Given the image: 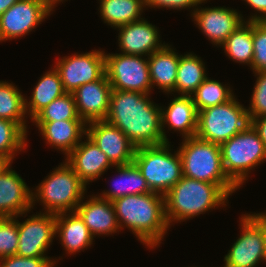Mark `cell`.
<instances>
[{"label":"cell","mask_w":266,"mask_h":267,"mask_svg":"<svg viewBox=\"0 0 266 267\" xmlns=\"http://www.w3.org/2000/svg\"><path fill=\"white\" fill-rule=\"evenodd\" d=\"M119 174L112 185V189L103 190L96 195L105 200L114 201L127 195L147 194L152 192L147 185L146 179L134 163L114 166Z\"/></svg>","instance_id":"26"},{"label":"cell","mask_w":266,"mask_h":267,"mask_svg":"<svg viewBox=\"0 0 266 267\" xmlns=\"http://www.w3.org/2000/svg\"><path fill=\"white\" fill-rule=\"evenodd\" d=\"M220 147L224 171L239 189L250 177L251 170L266 161L264 143L251 124Z\"/></svg>","instance_id":"6"},{"label":"cell","mask_w":266,"mask_h":267,"mask_svg":"<svg viewBox=\"0 0 266 267\" xmlns=\"http://www.w3.org/2000/svg\"><path fill=\"white\" fill-rule=\"evenodd\" d=\"M202 3H207V0H202L190 17L210 43L219 48L239 25L246 21V17L237 9L226 6L203 8L200 6Z\"/></svg>","instance_id":"13"},{"label":"cell","mask_w":266,"mask_h":267,"mask_svg":"<svg viewBox=\"0 0 266 267\" xmlns=\"http://www.w3.org/2000/svg\"><path fill=\"white\" fill-rule=\"evenodd\" d=\"M170 43L148 56L152 89L157 86L163 93L170 95L175 88L180 54Z\"/></svg>","instance_id":"24"},{"label":"cell","mask_w":266,"mask_h":267,"mask_svg":"<svg viewBox=\"0 0 266 267\" xmlns=\"http://www.w3.org/2000/svg\"><path fill=\"white\" fill-rule=\"evenodd\" d=\"M86 197L87 200L83 198L75 212L87 225L91 235L95 238L98 235L119 234L121 230L112 202L95 194Z\"/></svg>","instance_id":"21"},{"label":"cell","mask_w":266,"mask_h":267,"mask_svg":"<svg viewBox=\"0 0 266 267\" xmlns=\"http://www.w3.org/2000/svg\"><path fill=\"white\" fill-rule=\"evenodd\" d=\"M160 109L161 127L165 142H169L165 127L170 131L173 129L176 133L179 132L182 139L196 136L198 111L191 96L176 95L170 99L167 107L160 106Z\"/></svg>","instance_id":"20"},{"label":"cell","mask_w":266,"mask_h":267,"mask_svg":"<svg viewBox=\"0 0 266 267\" xmlns=\"http://www.w3.org/2000/svg\"><path fill=\"white\" fill-rule=\"evenodd\" d=\"M32 91L29 99L25 96V111L30 120L53 100L66 93L60 74L54 66L41 75Z\"/></svg>","instance_id":"25"},{"label":"cell","mask_w":266,"mask_h":267,"mask_svg":"<svg viewBox=\"0 0 266 267\" xmlns=\"http://www.w3.org/2000/svg\"><path fill=\"white\" fill-rule=\"evenodd\" d=\"M18 238L17 216L0 218V259L17 254Z\"/></svg>","instance_id":"34"},{"label":"cell","mask_w":266,"mask_h":267,"mask_svg":"<svg viewBox=\"0 0 266 267\" xmlns=\"http://www.w3.org/2000/svg\"><path fill=\"white\" fill-rule=\"evenodd\" d=\"M229 85V86H227ZM235 96L230 84L207 77L191 95L197 111L221 105Z\"/></svg>","instance_id":"31"},{"label":"cell","mask_w":266,"mask_h":267,"mask_svg":"<svg viewBox=\"0 0 266 267\" xmlns=\"http://www.w3.org/2000/svg\"><path fill=\"white\" fill-rule=\"evenodd\" d=\"M53 10L43 0H19L0 16V42L30 34Z\"/></svg>","instance_id":"11"},{"label":"cell","mask_w":266,"mask_h":267,"mask_svg":"<svg viewBox=\"0 0 266 267\" xmlns=\"http://www.w3.org/2000/svg\"><path fill=\"white\" fill-rule=\"evenodd\" d=\"M58 259L52 257L7 256L0 259V267H55Z\"/></svg>","instance_id":"37"},{"label":"cell","mask_w":266,"mask_h":267,"mask_svg":"<svg viewBox=\"0 0 266 267\" xmlns=\"http://www.w3.org/2000/svg\"><path fill=\"white\" fill-rule=\"evenodd\" d=\"M120 230L127 228L146 248L160 247L168 233L164 195L157 192L127 195L112 201Z\"/></svg>","instance_id":"2"},{"label":"cell","mask_w":266,"mask_h":267,"mask_svg":"<svg viewBox=\"0 0 266 267\" xmlns=\"http://www.w3.org/2000/svg\"><path fill=\"white\" fill-rule=\"evenodd\" d=\"M115 29L119 31L118 49L123 54L148 57L166 44L165 41L162 43L159 28L149 23L145 17Z\"/></svg>","instance_id":"17"},{"label":"cell","mask_w":266,"mask_h":267,"mask_svg":"<svg viewBox=\"0 0 266 267\" xmlns=\"http://www.w3.org/2000/svg\"><path fill=\"white\" fill-rule=\"evenodd\" d=\"M179 145L183 176L218 184L229 196L239 189L224 171L219 144L195 136L184 138Z\"/></svg>","instance_id":"5"},{"label":"cell","mask_w":266,"mask_h":267,"mask_svg":"<svg viewBox=\"0 0 266 267\" xmlns=\"http://www.w3.org/2000/svg\"><path fill=\"white\" fill-rule=\"evenodd\" d=\"M56 120H82L78 116L72 93H65L64 95L56 98L31 119V121Z\"/></svg>","instance_id":"33"},{"label":"cell","mask_w":266,"mask_h":267,"mask_svg":"<svg viewBox=\"0 0 266 267\" xmlns=\"http://www.w3.org/2000/svg\"><path fill=\"white\" fill-rule=\"evenodd\" d=\"M250 124L247 107L236 95L228 102L198 111L196 137L221 145Z\"/></svg>","instance_id":"8"},{"label":"cell","mask_w":266,"mask_h":267,"mask_svg":"<svg viewBox=\"0 0 266 267\" xmlns=\"http://www.w3.org/2000/svg\"><path fill=\"white\" fill-rule=\"evenodd\" d=\"M54 67L60 74L66 93H73L78 87L97 81L105 75V51L94 49L57 58Z\"/></svg>","instance_id":"10"},{"label":"cell","mask_w":266,"mask_h":267,"mask_svg":"<svg viewBox=\"0 0 266 267\" xmlns=\"http://www.w3.org/2000/svg\"><path fill=\"white\" fill-rule=\"evenodd\" d=\"M55 236L60 239L59 242L67 255L87 250L94 242L87 225L76 212L56 214Z\"/></svg>","instance_id":"23"},{"label":"cell","mask_w":266,"mask_h":267,"mask_svg":"<svg viewBox=\"0 0 266 267\" xmlns=\"http://www.w3.org/2000/svg\"><path fill=\"white\" fill-rule=\"evenodd\" d=\"M256 77L253 92L247 107L248 117L253 118L266 116V72H253Z\"/></svg>","instance_id":"36"},{"label":"cell","mask_w":266,"mask_h":267,"mask_svg":"<svg viewBox=\"0 0 266 267\" xmlns=\"http://www.w3.org/2000/svg\"><path fill=\"white\" fill-rule=\"evenodd\" d=\"M208 77L205 62L194 52L181 55L174 91L171 94L191 96Z\"/></svg>","instance_id":"27"},{"label":"cell","mask_w":266,"mask_h":267,"mask_svg":"<svg viewBox=\"0 0 266 267\" xmlns=\"http://www.w3.org/2000/svg\"><path fill=\"white\" fill-rule=\"evenodd\" d=\"M53 11H55V7H57V4L63 3L67 0H43Z\"/></svg>","instance_id":"43"},{"label":"cell","mask_w":266,"mask_h":267,"mask_svg":"<svg viewBox=\"0 0 266 267\" xmlns=\"http://www.w3.org/2000/svg\"><path fill=\"white\" fill-rule=\"evenodd\" d=\"M172 150L170 142L136 148L133 163L152 192L165 195L183 177L180 154Z\"/></svg>","instance_id":"7"},{"label":"cell","mask_w":266,"mask_h":267,"mask_svg":"<svg viewBox=\"0 0 266 267\" xmlns=\"http://www.w3.org/2000/svg\"><path fill=\"white\" fill-rule=\"evenodd\" d=\"M144 1L146 9L147 8L148 9L166 8L173 10L192 9L190 12L192 15L202 0H144Z\"/></svg>","instance_id":"38"},{"label":"cell","mask_w":266,"mask_h":267,"mask_svg":"<svg viewBox=\"0 0 266 267\" xmlns=\"http://www.w3.org/2000/svg\"><path fill=\"white\" fill-rule=\"evenodd\" d=\"M150 95L115 89L111 93L105 121L119 128L136 148L165 143L161 109Z\"/></svg>","instance_id":"1"},{"label":"cell","mask_w":266,"mask_h":267,"mask_svg":"<svg viewBox=\"0 0 266 267\" xmlns=\"http://www.w3.org/2000/svg\"><path fill=\"white\" fill-rule=\"evenodd\" d=\"M250 124L258 132L260 139L266 148V116L256 117L250 121Z\"/></svg>","instance_id":"41"},{"label":"cell","mask_w":266,"mask_h":267,"mask_svg":"<svg viewBox=\"0 0 266 267\" xmlns=\"http://www.w3.org/2000/svg\"><path fill=\"white\" fill-rule=\"evenodd\" d=\"M84 138L86 140H81L64 159L74 169L80 180L88 186L90 182L99 180V177H102L101 175L105 174L114 165L93 140L87 135Z\"/></svg>","instance_id":"19"},{"label":"cell","mask_w":266,"mask_h":267,"mask_svg":"<svg viewBox=\"0 0 266 267\" xmlns=\"http://www.w3.org/2000/svg\"><path fill=\"white\" fill-rule=\"evenodd\" d=\"M228 198L229 195L218 184L183 176L164 195L167 224L171 228L174 223L188 221L219 207L225 208L229 204Z\"/></svg>","instance_id":"3"},{"label":"cell","mask_w":266,"mask_h":267,"mask_svg":"<svg viewBox=\"0 0 266 267\" xmlns=\"http://www.w3.org/2000/svg\"><path fill=\"white\" fill-rule=\"evenodd\" d=\"M11 165L9 163L0 173V218L27 217V213L34 209L32 190Z\"/></svg>","instance_id":"16"},{"label":"cell","mask_w":266,"mask_h":267,"mask_svg":"<svg viewBox=\"0 0 266 267\" xmlns=\"http://www.w3.org/2000/svg\"><path fill=\"white\" fill-rule=\"evenodd\" d=\"M252 72H266V21H253Z\"/></svg>","instance_id":"35"},{"label":"cell","mask_w":266,"mask_h":267,"mask_svg":"<svg viewBox=\"0 0 266 267\" xmlns=\"http://www.w3.org/2000/svg\"><path fill=\"white\" fill-rule=\"evenodd\" d=\"M248 4L255 13L250 14L246 21H266V0H242ZM258 14V15H257Z\"/></svg>","instance_id":"39"},{"label":"cell","mask_w":266,"mask_h":267,"mask_svg":"<svg viewBox=\"0 0 266 267\" xmlns=\"http://www.w3.org/2000/svg\"><path fill=\"white\" fill-rule=\"evenodd\" d=\"M105 74L115 90L151 94L148 57L105 53Z\"/></svg>","instance_id":"9"},{"label":"cell","mask_w":266,"mask_h":267,"mask_svg":"<svg viewBox=\"0 0 266 267\" xmlns=\"http://www.w3.org/2000/svg\"><path fill=\"white\" fill-rule=\"evenodd\" d=\"M30 122L38 128L46 144L61 151L65 158L86 136V123L83 120Z\"/></svg>","instance_id":"22"},{"label":"cell","mask_w":266,"mask_h":267,"mask_svg":"<svg viewBox=\"0 0 266 267\" xmlns=\"http://www.w3.org/2000/svg\"><path fill=\"white\" fill-rule=\"evenodd\" d=\"M112 90L106 74L97 81L78 87L72 93L78 116L86 124L105 120L109 112Z\"/></svg>","instance_id":"18"},{"label":"cell","mask_w":266,"mask_h":267,"mask_svg":"<svg viewBox=\"0 0 266 267\" xmlns=\"http://www.w3.org/2000/svg\"><path fill=\"white\" fill-rule=\"evenodd\" d=\"M87 190L74 169L64 160L32 189V207L37 202L43 206L41 211L45 213L75 212Z\"/></svg>","instance_id":"4"},{"label":"cell","mask_w":266,"mask_h":267,"mask_svg":"<svg viewBox=\"0 0 266 267\" xmlns=\"http://www.w3.org/2000/svg\"><path fill=\"white\" fill-rule=\"evenodd\" d=\"M101 19L113 29L138 21L145 9L144 0H98Z\"/></svg>","instance_id":"28"},{"label":"cell","mask_w":266,"mask_h":267,"mask_svg":"<svg viewBox=\"0 0 266 267\" xmlns=\"http://www.w3.org/2000/svg\"><path fill=\"white\" fill-rule=\"evenodd\" d=\"M239 219L242 233L224 256L223 267H257L266 263L261 229L246 214Z\"/></svg>","instance_id":"14"},{"label":"cell","mask_w":266,"mask_h":267,"mask_svg":"<svg viewBox=\"0 0 266 267\" xmlns=\"http://www.w3.org/2000/svg\"><path fill=\"white\" fill-rule=\"evenodd\" d=\"M226 57L239 64H247L252 70L253 21H244L220 46Z\"/></svg>","instance_id":"29"},{"label":"cell","mask_w":266,"mask_h":267,"mask_svg":"<svg viewBox=\"0 0 266 267\" xmlns=\"http://www.w3.org/2000/svg\"><path fill=\"white\" fill-rule=\"evenodd\" d=\"M9 164L6 159L0 157V173L4 170V168Z\"/></svg>","instance_id":"44"},{"label":"cell","mask_w":266,"mask_h":267,"mask_svg":"<svg viewBox=\"0 0 266 267\" xmlns=\"http://www.w3.org/2000/svg\"><path fill=\"white\" fill-rule=\"evenodd\" d=\"M27 135L17 123L0 119V157L13 163L15 155L28 146Z\"/></svg>","instance_id":"32"},{"label":"cell","mask_w":266,"mask_h":267,"mask_svg":"<svg viewBox=\"0 0 266 267\" xmlns=\"http://www.w3.org/2000/svg\"><path fill=\"white\" fill-rule=\"evenodd\" d=\"M17 216L18 249L20 257H49L46 255L56 233V215L36 212L25 221L20 222Z\"/></svg>","instance_id":"12"},{"label":"cell","mask_w":266,"mask_h":267,"mask_svg":"<svg viewBox=\"0 0 266 267\" xmlns=\"http://www.w3.org/2000/svg\"><path fill=\"white\" fill-rule=\"evenodd\" d=\"M29 117L25 111V96L14 83L0 81V119L17 123L26 133L28 132Z\"/></svg>","instance_id":"30"},{"label":"cell","mask_w":266,"mask_h":267,"mask_svg":"<svg viewBox=\"0 0 266 267\" xmlns=\"http://www.w3.org/2000/svg\"><path fill=\"white\" fill-rule=\"evenodd\" d=\"M19 0H0V16Z\"/></svg>","instance_id":"42"},{"label":"cell","mask_w":266,"mask_h":267,"mask_svg":"<svg viewBox=\"0 0 266 267\" xmlns=\"http://www.w3.org/2000/svg\"><path fill=\"white\" fill-rule=\"evenodd\" d=\"M86 135L95 142L114 166L133 163L136 147L117 127L105 120L86 124Z\"/></svg>","instance_id":"15"},{"label":"cell","mask_w":266,"mask_h":267,"mask_svg":"<svg viewBox=\"0 0 266 267\" xmlns=\"http://www.w3.org/2000/svg\"><path fill=\"white\" fill-rule=\"evenodd\" d=\"M245 213L260 229L263 237L265 260H266V211L260 213Z\"/></svg>","instance_id":"40"}]
</instances>
